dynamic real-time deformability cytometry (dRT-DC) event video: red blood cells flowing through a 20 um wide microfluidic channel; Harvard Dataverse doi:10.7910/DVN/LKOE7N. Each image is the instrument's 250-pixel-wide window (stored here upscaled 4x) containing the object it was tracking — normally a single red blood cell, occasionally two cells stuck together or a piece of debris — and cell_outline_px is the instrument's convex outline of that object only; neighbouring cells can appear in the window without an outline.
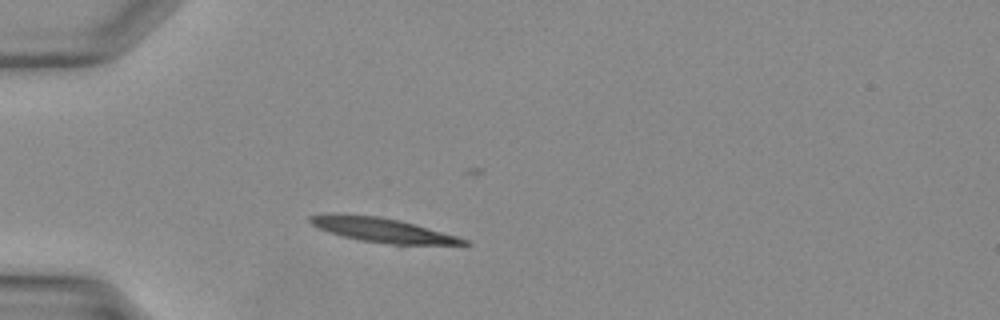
{"species": "Egyptian fruit bat (a non-hibernating species)", "species_latin": "Rousettus aegyptiacus", "temperature_condition": "warm", "stored_images_in_passage": 29, "camera_frame_rate_fps": 3000, "um_per_image_px": 0.085, "animal": {"sex": "female"}, "frame": {"image": 1, "passage_image": 1, "time_ms": 0.0, "image_size_px": [1000, 320], "cell_outline_px": [[472, 244], [392, 244], [360, 240], [328, 232], [312, 224], [308, 220], [308, 216], [324, 212], [380, 216], [400, 220], [456, 236], [468, 240]], "centroid_in_image_um": [32.41, 19.52], "position_along_channel_um": 52.6, "area_um2": 21.62}}
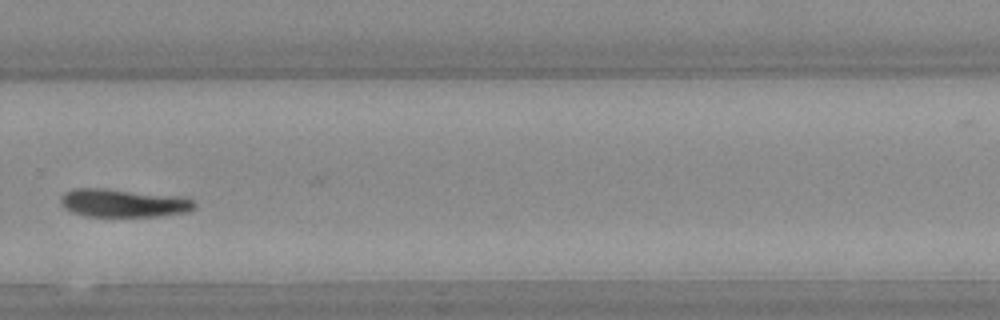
{"frame": {"image": 2, "passage_image": 17, "time_ms": 5.333, "image_size_px": [1000, 320], "cell_outline_px": [[196, 204], [188, 212], [160, 216], [88, 216], [72, 212], [64, 208], [60, 200], [60, 196], [64, 192], [72, 188], [104, 188], [184, 196], [192, 200]], "centroid_in_image_um": [10.47, 17.24], "position_along_channel_um": 319.3, "area_um2": 22.14}}
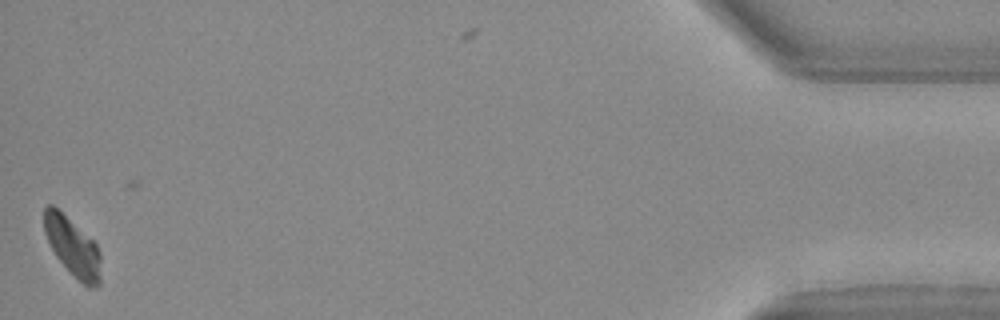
{"frame": {"image": 3, "passage_image": 28, "time_ms": 9.0, "image_size_px": [1000, 320], "cell_outline_px": [[100, 284], [92, 288], [88, 288], [56, 256], [44, 232], [44, 208], [48, 204], [52, 204], [92, 240], [96, 244], [100, 252]], "centroid_in_image_um": [6.18, 20.97], "position_along_channel_um": 429.0, "area_um2": 18.73}}